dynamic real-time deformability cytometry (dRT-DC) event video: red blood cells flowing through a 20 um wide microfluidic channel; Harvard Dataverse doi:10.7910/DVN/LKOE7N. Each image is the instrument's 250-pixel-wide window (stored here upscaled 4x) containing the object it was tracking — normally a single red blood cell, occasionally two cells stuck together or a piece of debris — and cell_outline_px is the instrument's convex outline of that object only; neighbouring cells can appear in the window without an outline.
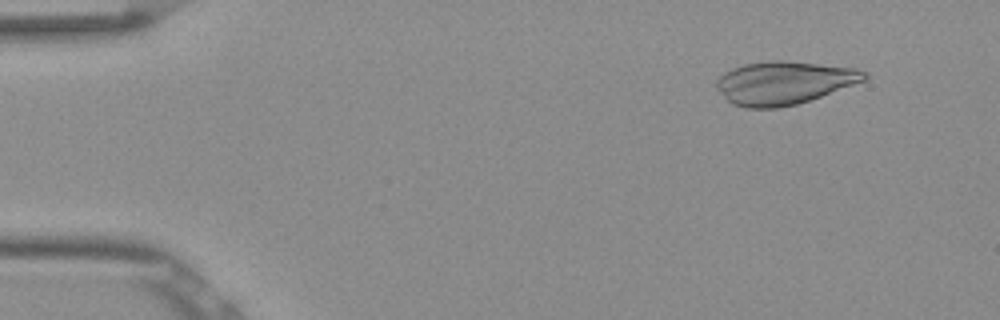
{"species": "Egyptian fruit bat (a non-hibernating species)", "species_latin": "Rousettus aegyptiacus", "temperature_condition": "room temperature", "stored_images_in_passage": 52, "camera_frame_rate_fps": 3000, "um_per_image_px": 0.085, "frame": {"image": 1, "passage_image": 5, "time_ms": 1.333, "image_size_px": [1000, 320], "cell_outline_px": [[868, 76], [864, 80], [820, 96], [796, 104], [776, 108], [748, 108], [732, 104], [716, 88], [716, 80], [724, 72], [732, 68], [744, 64], [768, 60], [780, 60], [856, 68], [868, 72]], "centroid_in_image_um": [66.59, 7.03], "position_along_channel_um": 18.4, "area_um2": 36.76}}
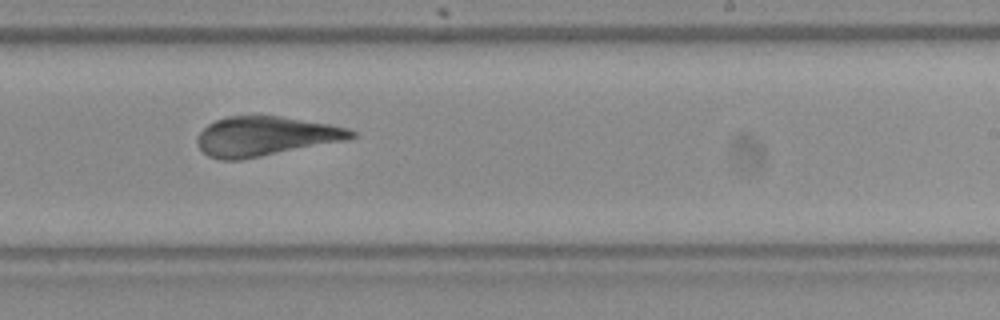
{"frame": {"image": 2, "passage_image": 32, "time_ms": 10.333, "image_size_px": [1000, 320], "cell_outline_px": [[356, 136], [348, 140], [240, 160], [220, 160], [208, 156], [196, 144], [196, 140], [200, 132], [208, 124], [216, 120], [228, 116], [280, 116], [328, 124], [348, 128], [356, 132]], "centroid_in_image_um": [22.55, 11.59], "position_along_channel_um": 266.4, "area_um2": 35.32}}
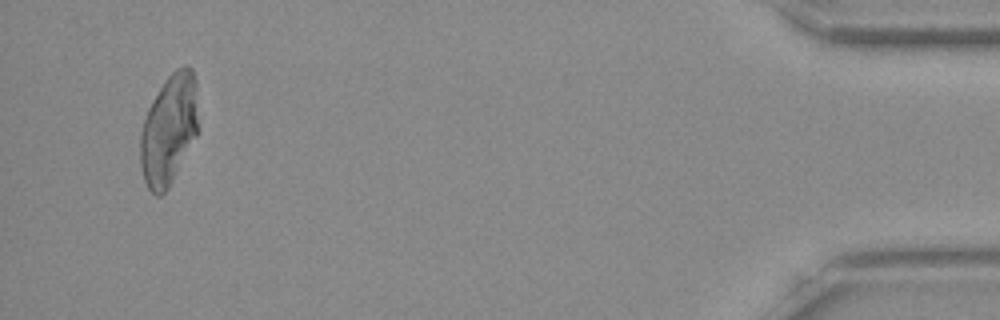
{"frame": {"image": 3, "passage_image": 50, "time_ms": 16.333, "image_size_px": [1000, 320], "cell_outline_px": [[200, 132], [168, 188], [160, 196], [156, 196], [148, 188], [144, 180], [140, 168], [140, 136], [144, 120], [148, 108], [152, 100], [164, 80], [176, 68], [184, 64], [192, 68], [196, 80]], "centroid_in_image_um": [14.4, 10.99], "position_along_channel_um": 420.8, "area_um2": 38.15}}